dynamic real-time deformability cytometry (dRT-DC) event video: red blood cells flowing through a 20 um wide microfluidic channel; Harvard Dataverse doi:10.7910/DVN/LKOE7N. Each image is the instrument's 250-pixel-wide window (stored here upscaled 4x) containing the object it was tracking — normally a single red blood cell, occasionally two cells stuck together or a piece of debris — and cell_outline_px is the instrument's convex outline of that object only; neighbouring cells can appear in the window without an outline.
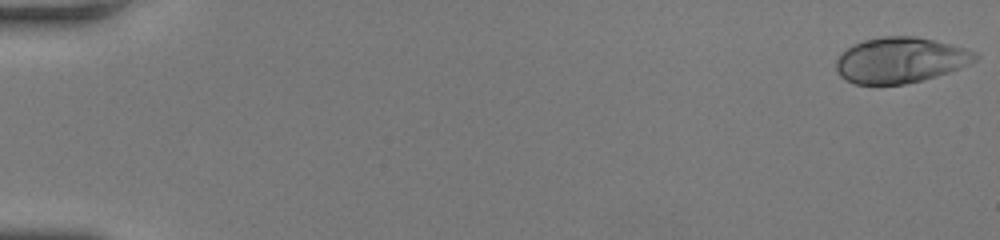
{"species": "human", "species_latin": "Homo sapiens", "temperature_condition": "room temperature", "stored_images_in_passage": 54, "camera_frame_rate_fps": 3000, "um_per_image_px": 0.085, "donor": {"sex": "female"}, "frame": {"image": 1, "passage_image": 1, "time_ms": 0.0, "image_size_px": [1000, 240], "cell_outline_px": [[980, 56], [976, 60], [960, 68], [936, 76], [904, 84], [856, 84], [840, 76], [836, 68], [836, 60], [840, 52], [852, 44], [864, 40], [884, 36], [916, 36], [964, 48], [976, 52]], "centroid_in_image_um": [76.5, 5.1], "position_along_channel_um": 8.5, "area_um2": 36.82}}
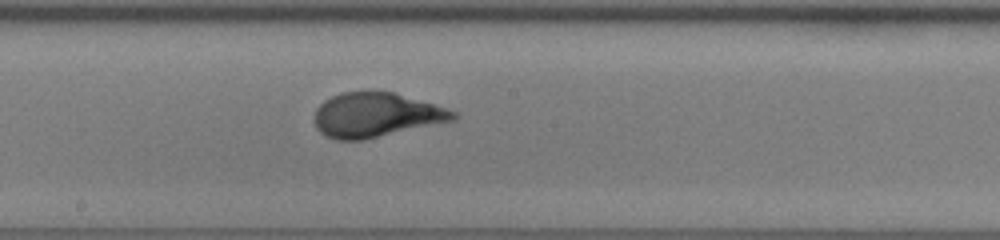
{"frame": {"image": 2, "passage_image": 31, "time_ms": 10.0, "image_size_px": [1000, 240], "cell_outline_px": [[460, 116], [456, 120], [364, 140], [336, 140], [320, 132], [316, 128], [316, 108], [324, 100], [340, 92], [368, 88], [392, 92], [432, 104], [456, 112]], "centroid_in_image_um": [31.95, 9.75], "position_along_channel_um": 216.3, "area_um2": 36.36}}
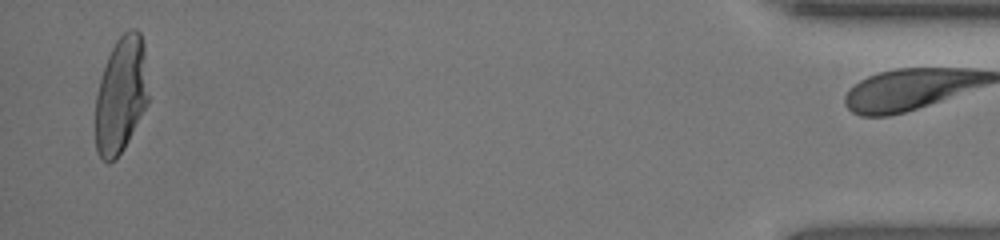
{"frame": {"image": 3, "passage_image": 53, "time_ms": 17.333, "image_size_px": [1000, 240], "cell_outline_px": [[148, 104], [124, 148], [116, 160], [108, 164], [100, 156], [96, 148], [96, 96], [100, 80], [108, 56], [116, 40], [128, 28], [136, 28], [140, 32], [144, 44], [148, 96]], "centroid_in_image_um": [10.29, 8.07], "position_along_channel_um": 424.9, "area_um2": 35.95}, "authors_computed_cell_mechanics": {"area_um2": 35.6915, "velocity_mm_per_s": 3.9369, "shape_relaxation_time_tau1_ms": 4.1487, "shape_relaxation_time_tau2_ms": null, "deformation_change_tau1": 0.2311, "deformation_change_tau2": null}}